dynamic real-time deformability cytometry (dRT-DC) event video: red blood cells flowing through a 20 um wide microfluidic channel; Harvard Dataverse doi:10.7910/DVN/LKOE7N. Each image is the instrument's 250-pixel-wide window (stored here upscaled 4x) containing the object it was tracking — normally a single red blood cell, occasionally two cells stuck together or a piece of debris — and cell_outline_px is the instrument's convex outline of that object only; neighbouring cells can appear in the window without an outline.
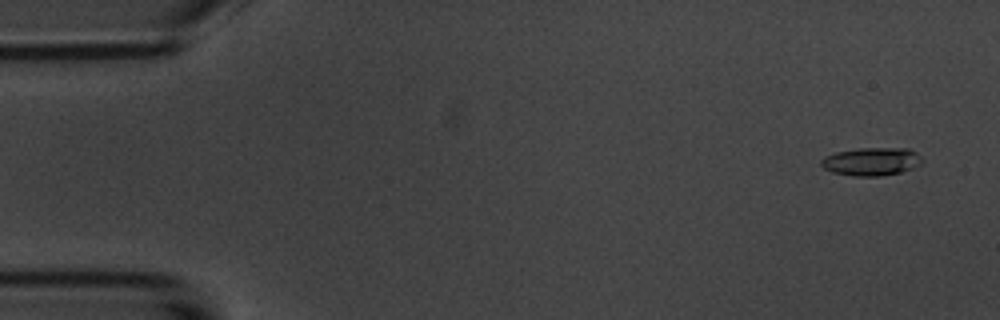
{"species": "common noctule bat (a hibernating species)", "species_latin": "Nyctalus noctula", "temperature_condition": "room temperature", "stored_images_in_passage": 4, "camera_frame_rate_fps": 3000, "um_per_image_px": 0.085, "animal": {"sex": "male", "body_mass_g": 20.1, "forearm_length_mm": 53.5}, "frame": {"image": 1, "passage_image": 1, "time_ms": 0.0, "image_size_px": [1000, 320], "cell_outline_px": [[924, 160], [920, 164], [912, 168], [900, 172], [880, 176], [852, 176], [832, 172], [824, 168], [820, 164], [820, 160], [824, 156], [836, 152], [860, 148], [908, 148], [916, 152]], "centroid_in_image_um": [74.06, 13.73], "position_along_channel_um": 10.9, "area_um2": 16.59}}